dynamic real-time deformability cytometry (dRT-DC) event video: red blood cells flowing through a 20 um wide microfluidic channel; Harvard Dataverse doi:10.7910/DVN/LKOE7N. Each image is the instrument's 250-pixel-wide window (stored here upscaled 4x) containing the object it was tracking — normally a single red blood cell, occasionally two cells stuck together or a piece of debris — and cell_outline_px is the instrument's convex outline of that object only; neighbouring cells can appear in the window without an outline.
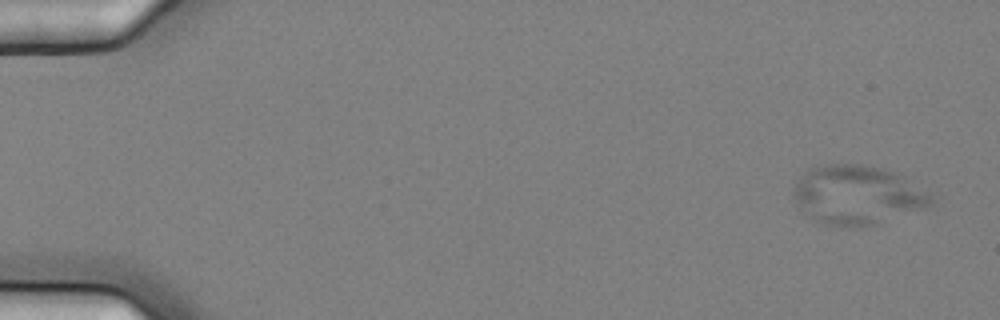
{"species": "common noctule bat (a hibernating species)", "species_latin": "Nyctalus noctula", "temperature_condition": "cold", "stored_images_in_passage": 5, "camera_frame_rate_fps": 3000, "um_per_image_px": 0.085, "animal": {"sex": "female", "body_mass_g": 25.1}, "frame": {"image": 1, "passage_image": 2, "time_ms": 0.333, "image_size_px": [1000, 320], "cell_outline_px": [[932, 204], [924, 208], [860, 228], [848, 228], [824, 224], [816, 220], [804, 212], [800, 208], [792, 196], [792, 192], [796, 184], [804, 172], [808, 168], [824, 164], [864, 164], [884, 168], [896, 172], [904, 176], [932, 196]], "centroid_in_image_um": [72.83, 16.56], "position_along_channel_um": 12.2, "area_um2": 47.34}}
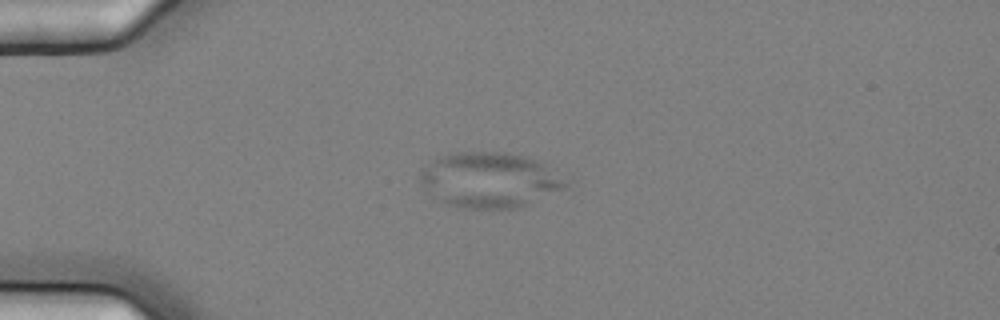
{"frame": {"image": 2, "passage_image": 4, "time_ms": 1.0, "image_size_px": [1000, 320], "cell_outline_px": [[568, 188], [520, 208], [464, 208], [444, 204], [432, 196], [420, 180], [420, 168], [432, 160], [448, 152], [504, 152], [528, 156], [540, 160], [556, 168], [568, 184]], "centroid_in_image_um": [41.67, 15.28], "position_along_channel_um": 43.3, "area_um2": 47.86}}